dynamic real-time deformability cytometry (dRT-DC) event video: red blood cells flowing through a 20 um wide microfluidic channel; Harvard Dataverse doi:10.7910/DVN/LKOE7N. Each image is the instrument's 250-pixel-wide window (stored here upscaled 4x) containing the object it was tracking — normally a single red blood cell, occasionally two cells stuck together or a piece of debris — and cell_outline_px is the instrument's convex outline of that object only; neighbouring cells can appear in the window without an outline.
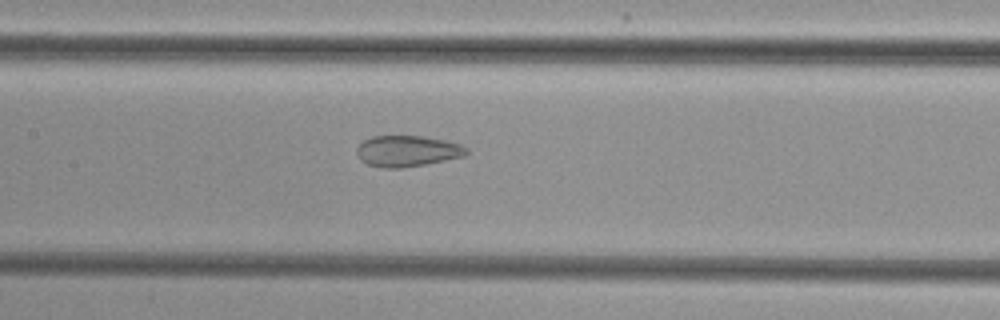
{"species": "common noctule bat (a hibernating species)", "species_latin": "Nyctalus noctula", "temperature_condition": "cold", "stored_images_in_passage": 52, "camera_frame_rate_fps": 3000, "um_per_image_px": 0.085, "animal": {"sex": "female", "body_mass_g": 29.2, "forearm_length_mm": 56.3}, "frame": {"image": 1, "passage_image": 25, "time_ms": 8.0, "image_size_px": [1000, 320], "cell_outline_px": [[468, 152], [464, 156], [424, 164], [400, 168], [384, 168], [368, 164], [360, 160], [356, 152], [356, 148], [364, 140], [372, 136], [424, 136], [444, 140], [460, 144], [468, 148]], "centroid_in_image_um": [34.6, 12.83], "position_along_channel_um": 172.8, "area_um2": 19.77}}
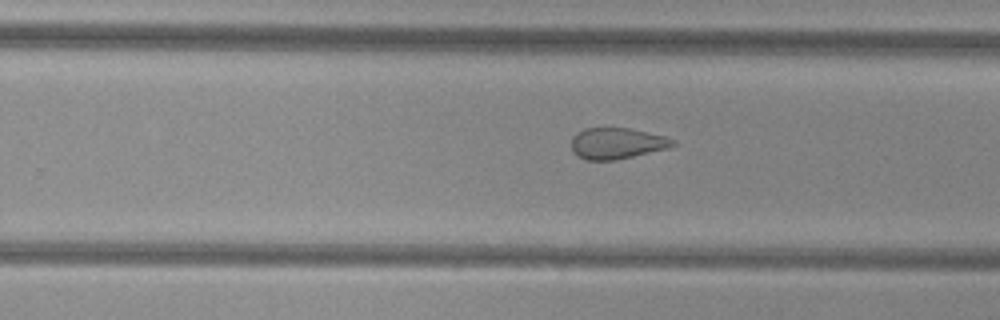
{"frame": {"image": 2, "passage_image": 33, "time_ms": 10.667, "image_size_px": [1000, 320], "cell_outline_px": [[676, 144], [668, 148], [616, 160], [584, 160], [572, 148], [572, 136], [576, 132], [584, 128], [628, 128], [664, 136], [676, 140]], "centroid_in_image_um": [52.44, 12.18], "position_along_channel_um": 277.4, "area_um2": 18.26}}
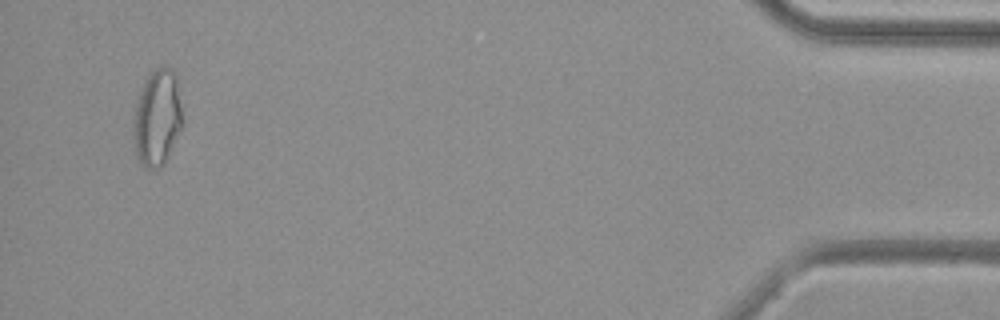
{"frame": {"image": 3, "passage_image": 50, "time_ms": 16.333, "image_size_px": [1000, 320], "cell_outline_px": [[184, 124], [164, 164], [160, 168], [144, 168], [140, 164], [136, 156], [132, 136], [136, 100], [140, 88], [144, 80], [160, 64], [172, 68], [176, 76]], "centroid_in_image_um": [13.36, 10.01], "position_along_channel_um": 421.8, "area_um2": 28.21}}